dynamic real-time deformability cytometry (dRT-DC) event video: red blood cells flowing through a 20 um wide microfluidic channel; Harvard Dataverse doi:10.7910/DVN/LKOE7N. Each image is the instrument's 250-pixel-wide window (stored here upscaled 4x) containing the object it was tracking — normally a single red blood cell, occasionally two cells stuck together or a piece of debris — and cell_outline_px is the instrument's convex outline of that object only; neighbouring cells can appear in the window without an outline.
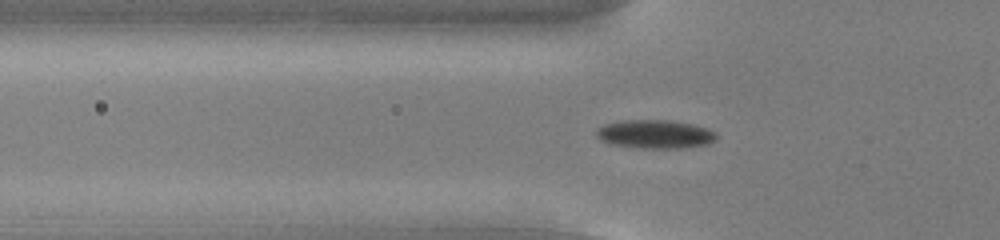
{"species": "common noctule bat (a hibernating species)", "species_latin": "Nyctalus noctula", "temperature_condition": "cold", "stored_images_in_passage": 28, "segment_of_instrument_passage": [1, 2], "camera_frame_rate_fps": 3000, "um_per_image_px": 0.085, "animal": {"sex": "male", "body_mass_g": 13.0, "forearm_length_mm": 53.1}, "frame": {"image": 1, "passage_image": 19, "time_ms": 6.0, "image_size_px": [1000, 240], "cell_outline_px": [[716, 136], [708, 144], [680, 148], [640, 148], [612, 144], [596, 136], [596, 128], [604, 124], [620, 120], [672, 120], [692, 124], [708, 128], [716, 132]], "centroid_in_image_um": [55.67, 11.39], "position_along_channel_um": 70.1, "area_um2": 19.94}}
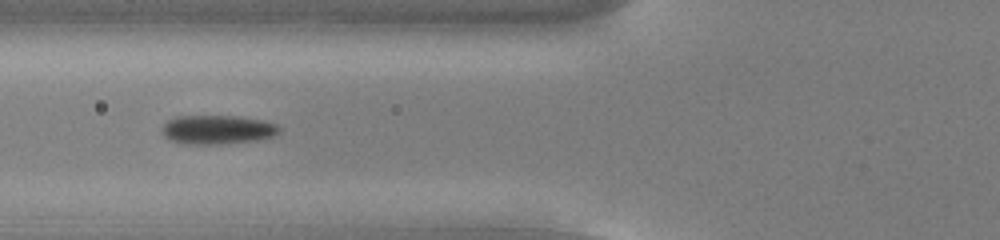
{"frame": {"image": 2, "passage_image": 22, "time_ms": 7.0, "image_size_px": [1000, 240], "cell_outline_px": [[280, 132], [272, 136], [256, 140], [220, 144], [180, 144], [168, 140], [164, 136], [164, 124], [168, 120], [176, 116], [240, 116], [264, 120], [276, 124], [280, 128]], "centroid_in_image_um": [18.48, 11.02], "position_along_channel_um": 107.3, "area_um2": 19.88}}
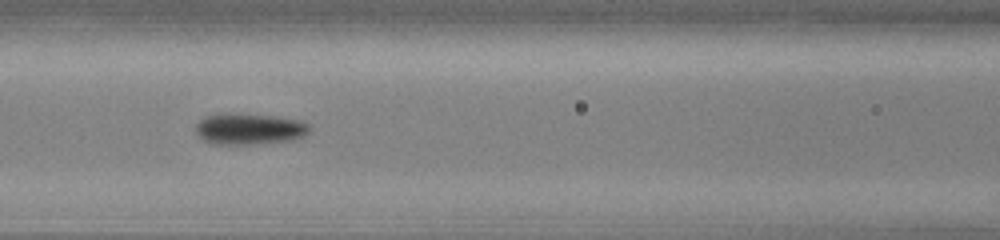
{"frame": {"image": 3, "passage_image": 25, "time_ms": 8.0, "image_size_px": [1000, 240], "cell_outline_px": [[312, 128], [304, 136], [296, 140], [252, 144], [216, 144], [204, 140], [196, 132], [196, 124], [200, 120], [208, 116], [272, 116], [296, 120], [308, 124]], "centroid_in_image_um": [21.26, 11.02], "position_along_channel_um": 145.3, "area_um2": 19.71}}